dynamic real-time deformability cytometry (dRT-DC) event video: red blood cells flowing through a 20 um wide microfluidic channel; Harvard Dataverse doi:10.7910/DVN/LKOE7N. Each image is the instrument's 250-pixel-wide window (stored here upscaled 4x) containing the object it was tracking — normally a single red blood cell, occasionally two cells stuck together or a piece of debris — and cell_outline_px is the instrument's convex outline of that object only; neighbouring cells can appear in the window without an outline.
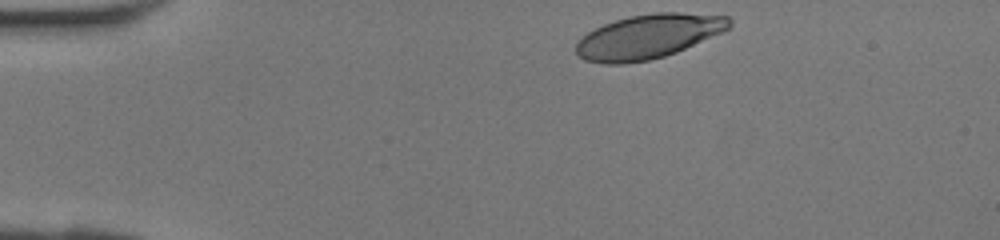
{"species": "human", "species_latin": "Homo sapiens", "temperature_condition": "room temperature", "stored_images_in_passage": 30, "camera_frame_rate_fps": 3000, "um_per_image_px": 0.085, "donor": {"sex": "female"}, "frame": {"image": 1, "passage_image": 1, "time_ms": 0.0, "image_size_px": [1000, 240], "cell_outline_px": [[732, 28], [724, 32], [676, 52], [664, 56], [648, 60], [624, 64], [604, 64], [584, 60], [576, 52], [576, 40], [588, 32], [604, 24], [628, 16], [652, 12], [680, 12], [728, 16], [732, 20]], "centroid_in_image_um": [55.13, 3.09], "position_along_channel_um": 29.9, "area_um2": 39.82}}
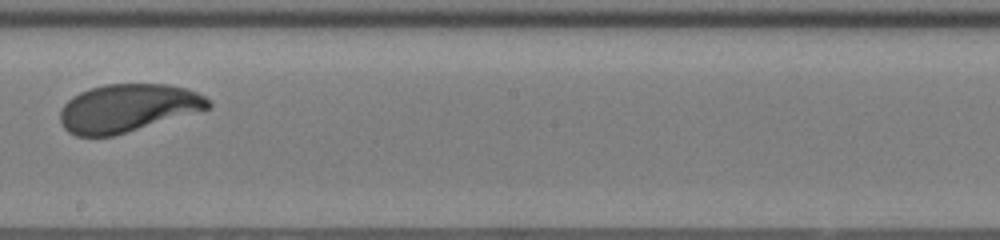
{"frame": {"image": 2, "passage_image": 18, "time_ms": 5.667, "image_size_px": [1000, 240], "cell_outline_px": [[212, 104], [208, 108], [112, 136], [76, 136], [68, 132], [64, 128], [60, 120], [60, 112], [64, 104], [72, 96], [80, 92], [104, 84], [168, 84], [188, 88], [212, 100]], "centroid_in_image_um": [10.83, 9.17], "position_along_channel_um": 237.4, "area_um2": 40.98}}
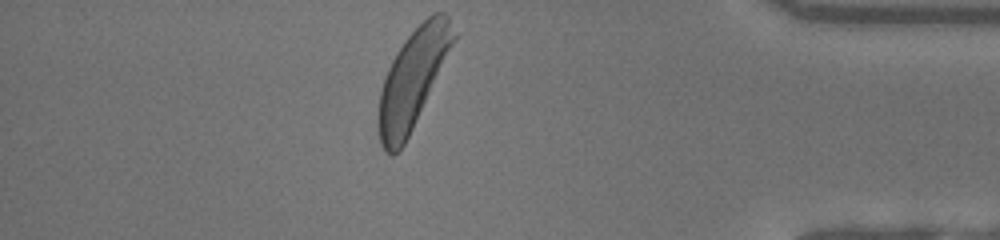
{"frame": {"image": 3, "passage_image": 30, "time_ms": 9.667, "image_size_px": [1000, 240], "cell_outline_px": [[456, 40], [404, 144], [392, 156], [384, 152], [380, 144], [376, 124], [376, 120], [380, 92], [384, 76], [396, 52], [404, 40], [432, 12], [444, 12], [448, 16], [456, 36]], "centroid_in_image_um": [35.04, 6.74], "position_along_channel_um": 400.2, "area_um2": 42.71}}